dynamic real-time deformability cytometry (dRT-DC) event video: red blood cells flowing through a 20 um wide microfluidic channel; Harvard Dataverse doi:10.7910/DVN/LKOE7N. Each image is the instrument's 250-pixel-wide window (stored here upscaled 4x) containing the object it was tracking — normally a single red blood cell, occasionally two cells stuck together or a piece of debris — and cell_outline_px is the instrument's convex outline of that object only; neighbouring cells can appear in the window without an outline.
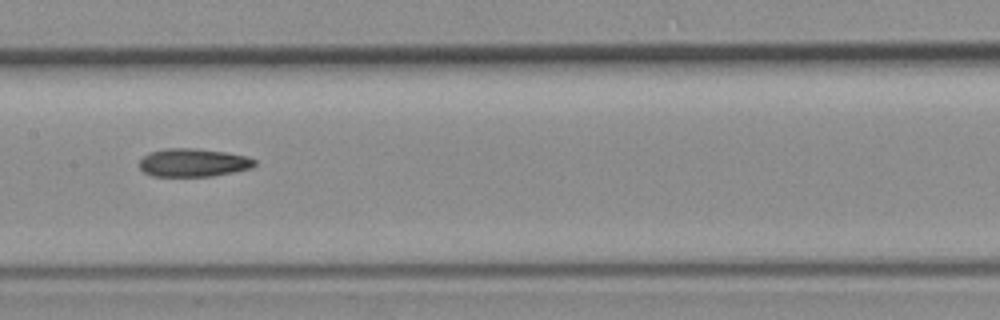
{"species": "common noctule bat (a hibernating species)", "species_latin": "Nyctalus noctula", "temperature_condition": "room temperature", "stored_images_in_passage": 6, "camera_frame_rate_fps": 3000, "um_per_image_px": 0.085, "animal": {"sex": "female", "body_mass_g": 19.3, "forearm_length_mm": 54.1}, "frame": {"image": 1, "passage_image": 6, "time_ms": 1.667, "image_size_px": [1000, 320], "cell_outline_px": [[256, 164], [252, 168], [212, 176], [152, 176], [144, 172], [140, 168], [140, 160], [148, 152], [164, 148], [196, 148], [224, 152], [248, 156], [256, 160]], "centroid_in_image_um": [16.42, 13.81], "position_along_channel_um": 191.0, "area_um2": 19.02}}